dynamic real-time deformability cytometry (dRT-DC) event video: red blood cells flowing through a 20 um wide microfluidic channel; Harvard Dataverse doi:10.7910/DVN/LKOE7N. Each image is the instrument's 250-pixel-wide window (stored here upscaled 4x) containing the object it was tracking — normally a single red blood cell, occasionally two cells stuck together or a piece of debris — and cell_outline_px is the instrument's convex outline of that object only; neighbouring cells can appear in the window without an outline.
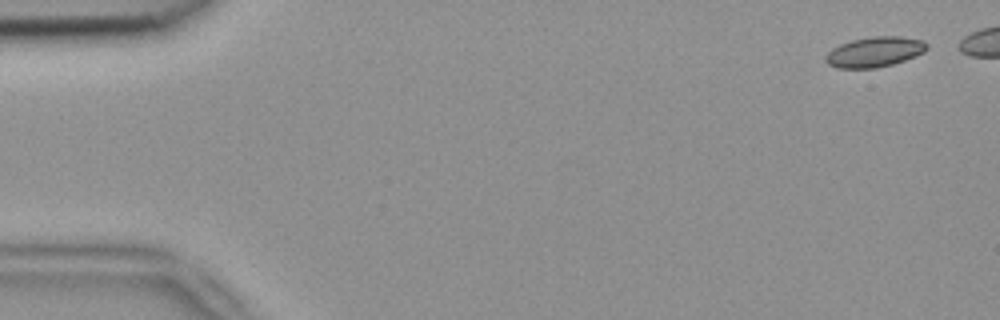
{"species": "common noctule bat (a hibernating species)", "species_latin": "Nyctalus noctula", "temperature_condition": "room temperature", "stored_images_in_passage": 5, "camera_frame_rate_fps": 3000, "um_per_image_px": 0.085, "animal": {"sex": "female", "body_mass_g": 18.4}, "frame": {"image": 1, "passage_image": 1, "time_ms": 0.0, "image_size_px": [1000, 320], "cell_outline_px": [[928, 48], [924, 52], [904, 60], [892, 64], [876, 68], [836, 68], [828, 64], [824, 60], [824, 56], [832, 48], [840, 44], [852, 40], [876, 36], [900, 36], [924, 40], [928, 44]], "centroid_in_image_um": [74.33, 4.41], "position_along_channel_um": 10.7, "area_um2": 17.86}}